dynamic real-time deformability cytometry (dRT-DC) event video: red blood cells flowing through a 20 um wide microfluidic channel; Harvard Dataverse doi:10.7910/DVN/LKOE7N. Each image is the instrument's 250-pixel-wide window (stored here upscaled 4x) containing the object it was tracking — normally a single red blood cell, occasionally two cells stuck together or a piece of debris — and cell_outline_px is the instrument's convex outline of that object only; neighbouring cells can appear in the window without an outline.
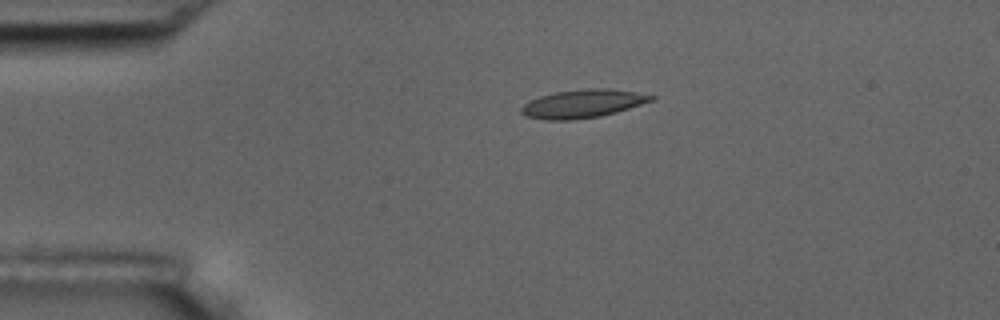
{"species": "common noctule bat (a hibernating species)", "species_latin": "Nyctalus noctula", "temperature_condition": "room temperature", "stored_images_in_passage": 5, "camera_frame_rate_fps": 3000, "um_per_image_px": 0.085, "animal": {"sex": "male", "body_mass_g": 17.5, "forearm_length_mm": 52.3}, "frame": {"image": 1, "passage_image": 5, "time_ms": 1.333, "image_size_px": [1000, 320], "cell_outline_px": [[656, 100], [616, 112], [600, 116], [572, 120], [548, 120], [528, 116], [520, 112], [520, 108], [524, 104], [540, 96], [556, 92], [588, 88], [608, 88], [636, 92], [656, 96]], "centroid_in_image_um": [49.59, 8.81], "position_along_channel_um": 35.4, "area_um2": 21.33}}